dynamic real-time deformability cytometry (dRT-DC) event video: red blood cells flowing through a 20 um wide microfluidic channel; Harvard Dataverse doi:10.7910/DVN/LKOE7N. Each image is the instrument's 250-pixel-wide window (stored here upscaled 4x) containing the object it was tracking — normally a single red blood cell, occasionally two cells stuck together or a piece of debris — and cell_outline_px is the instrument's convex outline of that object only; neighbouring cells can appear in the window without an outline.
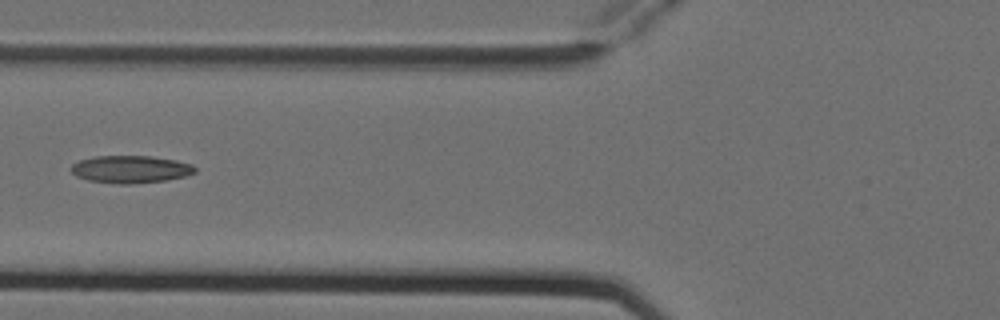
{"species": "Egyptian fruit bat (a non-hibernating species)", "species_latin": "Rousettus aegyptiacus", "temperature_condition": "cold", "stored_images_in_passage": 6, "camera_frame_rate_fps": 3000, "um_per_image_px": 0.085, "animal": {"sex": "female"}, "frame": {"image": 1, "passage_image": 5, "time_ms": 1.333, "image_size_px": [1000, 320], "cell_outline_px": [[196, 172], [184, 176], [164, 180], [128, 184], [120, 184], [88, 180], [76, 176], [68, 168], [72, 164], [80, 160], [96, 156], [148, 156], [176, 160], [192, 164], [196, 168]], "centroid_in_image_um": [11.07, 14.38], "position_along_channel_um": 114.7, "area_um2": 19.71}}
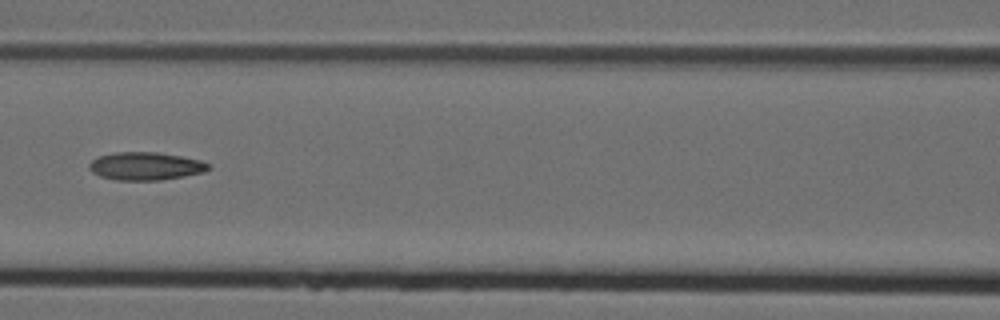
{"frame": {"image": 2, "passage_image": 6, "time_ms": 1.667, "image_size_px": [1000, 320], "cell_outline_px": [[212, 168], [204, 172], [184, 176], [160, 180], [116, 180], [100, 176], [92, 172], [88, 168], [88, 164], [92, 160], [100, 156], [116, 152], [156, 152], [180, 156], [200, 160], [208, 164]], "centroid_in_image_um": [12.37, 14.12], "position_along_channel_um": 154.2, "area_um2": 19.36}}